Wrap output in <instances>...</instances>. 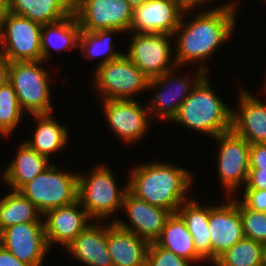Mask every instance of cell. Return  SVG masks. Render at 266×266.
<instances>
[{
	"instance_id": "1",
	"label": "cell",
	"mask_w": 266,
	"mask_h": 266,
	"mask_svg": "<svg viewBox=\"0 0 266 266\" xmlns=\"http://www.w3.org/2000/svg\"><path fill=\"white\" fill-rule=\"evenodd\" d=\"M235 7L229 3L208 11L203 10L188 25L184 24L182 16L174 33V36L179 34L176 40L178 48L172 60L174 66L207 59L222 42L229 39L236 24Z\"/></svg>"
},
{
	"instance_id": "2",
	"label": "cell",
	"mask_w": 266,
	"mask_h": 266,
	"mask_svg": "<svg viewBox=\"0 0 266 266\" xmlns=\"http://www.w3.org/2000/svg\"><path fill=\"white\" fill-rule=\"evenodd\" d=\"M130 176L128 191L132 195L172 214L187 201L185 194L193 180L188 170L157 161L138 165Z\"/></svg>"
},
{
	"instance_id": "3",
	"label": "cell",
	"mask_w": 266,
	"mask_h": 266,
	"mask_svg": "<svg viewBox=\"0 0 266 266\" xmlns=\"http://www.w3.org/2000/svg\"><path fill=\"white\" fill-rule=\"evenodd\" d=\"M172 121L215 138L232 129V108L215 94L206 74L183 101Z\"/></svg>"
},
{
	"instance_id": "4",
	"label": "cell",
	"mask_w": 266,
	"mask_h": 266,
	"mask_svg": "<svg viewBox=\"0 0 266 266\" xmlns=\"http://www.w3.org/2000/svg\"><path fill=\"white\" fill-rule=\"evenodd\" d=\"M116 182L112 172L102 165L90 176L78 175V201L92 220H104L120 207L122 209L128 182L123 191L118 189Z\"/></svg>"
},
{
	"instance_id": "5",
	"label": "cell",
	"mask_w": 266,
	"mask_h": 266,
	"mask_svg": "<svg viewBox=\"0 0 266 266\" xmlns=\"http://www.w3.org/2000/svg\"><path fill=\"white\" fill-rule=\"evenodd\" d=\"M78 175L49 165L19 191L44 215L47 211L78 201Z\"/></svg>"
},
{
	"instance_id": "6",
	"label": "cell",
	"mask_w": 266,
	"mask_h": 266,
	"mask_svg": "<svg viewBox=\"0 0 266 266\" xmlns=\"http://www.w3.org/2000/svg\"><path fill=\"white\" fill-rule=\"evenodd\" d=\"M41 63L43 61H15L9 66L8 81L13 85L22 110L31 115L52 113L49 72L39 66Z\"/></svg>"
},
{
	"instance_id": "7",
	"label": "cell",
	"mask_w": 266,
	"mask_h": 266,
	"mask_svg": "<svg viewBox=\"0 0 266 266\" xmlns=\"http://www.w3.org/2000/svg\"><path fill=\"white\" fill-rule=\"evenodd\" d=\"M95 72V88L103 100H134L132 95L148 89L150 79L125 54L98 65Z\"/></svg>"
},
{
	"instance_id": "8",
	"label": "cell",
	"mask_w": 266,
	"mask_h": 266,
	"mask_svg": "<svg viewBox=\"0 0 266 266\" xmlns=\"http://www.w3.org/2000/svg\"><path fill=\"white\" fill-rule=\"evenodd\" d=\"M41 28L42 25L9 12L0 31V51L10 62L42 61Z\"/></svg>"
},
{
	"instance_id": "9",
	"label": "cell",
	"mask_w": 266,
	"mask_h": 266,
	"mask_svg": "<svg viewBox=\"0 0 266 266\" xmlns=\"http://www.w3.org/2000/svg\"><path fill=\"white\" fill-rule=\"evenodd\" d=\"M79 26L83 31L131 28L133 8L126 0H76L73 4Z\"/></svg>"
},
{
	"instance_id": "10",
	"label": "cell",
	"mask_w": 266,
	"mask_h": 266,
	"mask_svg": "<svg viewBox=\"0 0 266 266\" xmlns=\"http://www.w3.org/2000/svg\"><path fill=\"white\" fill-rule=\"evenodd\" d=\"M171 36L174 37L165 33H135L125 55L147 78L160 77L175 70L170 63L173 58L169 43Z\"/></svg>"
},
{
	"instance_id": "11",
	"label": "cell",
	"mask_w": 266,
	"mask_h": 266,
	"mask_svg": "<svg viewBox=\"0 0 266 266\" xmlns=\"http://www.w3.org/2000/svg\"><path fill=\"white\" fill-rule=\"evenodd\" d=\"M219 141L218 174L228 194L247 181L250 144L232 129L214 138Z\"/></svg>"
},
{
	"instance_id": "12",
	"label": "cell",
	"mask_w": 266,
	"mask_h": 266,
	"mask_svg": "<svg viewBox=\"0 0 266 266\" xmlns=\"http://www.w3.org/2000/svg\"><path fill=\"white\" fill-rule=\"evenodd\" d=\"M0 244L30 266H42L49 250L44 222L11 225L0 232Z\"/></svg>"
},
{
	"instance_id": "13",
	"label": "cell",
	"mask_w": 266,
	"mask_h": 266,
	"mask_svg": "<svg viewBox=\"0 0 266 266\" xmlns=\"http://www.w3.org/2000/svg\"><path fill=\"white\" fill-rule=\"evenodd\" d=\"M179 0H148L133 9L130 32L173 35L185 13Z\"/></svg>"
},
{
	"instance_id": "14",
	"label": "cell",
	"mask_w": 266,
	"mask_h": 266,
	"mask_svg": "<svg viewBox=\"0 0 266 266\" xmlns=\"http://www.w3.org/2000/svg\"><path fill=\"white\" fill-rule=\"evenodd\" d=\"M122 208L129 217L131 225L120 219H116L114 222L119 227L134 233L149 243L155 242L159 237L167 219L172 214L169 210L136 198L129 191L125 194Z\"/></svg>"
},
{
	"instance_id": "15",
	"label": "cell",
	"mask_w": 266,
	"mask_h": 266,
	"mask_svg": "<svg viewBox=\"0 0 266 266\" xmlns=\"http://www.w3.org/2000/svg\"><path fill=\"white\" fill-rule=\"evenodd\" d=\"M208 227L214 263L244 237L239 201L231 199L225 205L210 206Z\"/></svg>"
},
{
	"instance_id": "16",
	"label": "cell",
	"mask_w": 266,
	"mask_h": 266,
	"mask_svg": "<svg viewBox=\"0 0 266 266\" xmlns=\"http://www.w3.org/2000/svg\"><path fill=\"white\" fill-rule=\"evenodd\" d=\"M106 120L116 136L124 142L142 139L148 128L149 111L134 100H104Z\"/></svg>"
},
{
	"instance_id": "17",
	"label": "cell",
	"mask_w": 266,
	"mask_h": 266,
	"mask_svg": "<svg viewBox=\"0 0 266 266\" xmlns=\"http://www.w3.org/2000/svg\"><path fill=\"white\" fill-rule=\"evenodd\" d=\"M202 64L203 63L199 65L200 68L197 74H195L196 76L194 80L192 81H189L187 75L184 78L178 77V79L177 77H173V70L162 74L160 77L150 79L148 83V89H151L152 87L154 88L156 86L158 87V85L159 87H163L164 89L162 88L161 92H156L155 99H153V102L151 103V105H153H148V111H152V113H155V110L158 109L156 111L158 113L157 116H160V118L162 119L164 118L172 121L173 118L177 115L179 107L181 106L183 101L190 95L195 85L206 75L207 70H205L204 64ZM169 81L175 86L170 84ZM191 82L193 83L191 84Z\"/></svg>"
},
{
	"instance_id": "18",
	"label": "cell",
	"mask_w": 266,
	"mask_h": 266,
	"mask_svg": "<svg viewBox=\"0 0 266 266\" xmlns=\"http://www.w3.org/2000/svg\"><path fill=\"white\" fill-rule=\"evenodd\" d=\"M80 206V202L76 201L73 204L49 210L43 215L47 219L44 221V228L48 247L57 242L67 248L90 224L87 220L91 218L83 207L78 210Z\"/></svg>"
},
{
	"instance_id": "19",
	"label": "cell",
	"mask_w": 266,
	"mask_h": 266,
	"mask_svg": "<svg viewBox=\"0 0 266 266\" xmlns=\"http://www.w3.org/2000/svg\"><path fill=\"white\" fill-rule=\"evenodd\" d=\"M239 110H232V130L250 145L266 143V104L243 91Z\"/></svg>"
},
{
	"instance_id": "20",
	"label": "cell",
	"mask_w": 266,
	"mask_h": 266,
	"mask_svg": "<svg viewBox=\"0 0 266 266\" xmlns=\"http://www.w3.org/2000/svg\"><path fill=\"white\" fill-rule=\"evenodd\" d=\"M149 244L114 221L107 225V246L113 266H146Z\"/></svg>"
},
{
	"instance_id": "21",
	"label": "cell",
	"mask_w": 266,
	"mask_h": 266,
	"mask_svg": "<svg viewBox=\"0 0 266 266\" xmlns=\"http://www.w3.org/2000/svg\"><path fill=\"white\" fill-rule=\"evenodd\" d=\"M67 249L87 266H113L107 246V225L88 224Z\"/></svg>"
},
{
	"instance_id": "22",
	"label": "cell",
	"mask_w": 266,
	"mask_h": 266,
	"mask_svg": "<svg viewBox=\"0 0 266 266\" xmlns=\"http://www.w3.org/2000/svg\"><path fill=\"white\" fill-rule=\"evenodd\" d=\"M47 157L39 154L27 143L22 142L17 150L13 162L5 169L4 181L19 191L25 184L30 182L36 175L43 172L50 164Z\"/></svg>"
},
{
	"instance_id": "23",
	"label": "cell",
	"mask_w": 266,
	"mask_h": 266,
	"mask_svg": "<svg viewBox=\"0 0 266 266\" xmlns=\"http://www.w3.org/2000/svg\"><path fill=\"white\" fill-rule=\"evenodd\" d=\"M9 12L40 25L60 21L73 13L68 0H8Z\"/></svg>"
},
{
	"instance_id": "24",
	"label": "cell",
	"mask_w": 266,
	"mask_h": 266,
	"mask_svg": "<svg viewBox=\"0 0 266 266\" xmlns=\"http://www.w3.org/2000/svg\"><path fill=\"white\" fill-rule=\"evenodd\" d=\"M183 207V208H181ZM210 206H199L196 200H188L179 207L177 214L185 222L191 233L196 252L212 263L210 230L208 227Z\"/></svg>"
},
{
	"instance_id": "25",
	"label": "cell",
	"mask_w": 266,
	"mask_h": 266,
	"mask_svg": "<svg viewBox=\"0 0 266 266\" xmlns=\"http://www.w3.org/2000/svg\"><path fill=\"white\" fill-rule=\"evenodd\" d=\"M155 243L190 262L204 260L196 252L193 237L188 231L185 222L177 213L171 214L167 219Z\"/></svg>"
},
{
	"instance_id": "26",
	"label": "cell",
	"mask_w": 266,
	"mask_h": 266,
	"mask_svg": "<svg viewBox=\"0 0 266 266\" xmlns=\"http://www.w3.org/2000/svg\"><path fill=\"white\" fill-rule=\"evenodd\" d=\"M80 33L81 27L74 13L60 21L42 25V61L50 56V46L58 52L79 47Z\"/></svg>"
},
{
	"instance_id": "27",
	"label": "cell",
	"mask_w": 266,
	"mask_h": 266,
	"mask_svg": "<svg viewBox=\"0 0 266 266\" xmlns=\"http://www.w3.org/2000/svg\"><path fill=\"white\" fill-rule=\"evenodd\" d=\"M33 116L38 120V124L35 132H33V140L25 141V143L49 159V154L61 150L67 144L68 130L54 120L51 114Z\"/></svg>"
},
{
	"instance_id": "28",
	"label": "cell",
	"mask_w": 266,
	"mask_h": 266,
	"mask_svg": "<svg viewBox=\"0 0 266 266\" xmlns=\"http://www.w3.org/2000/svg\"><path fill=\"white\" fill-rule=\"evenodd\" d=\"M36 206L20 191L12 190L0 201V232L15 224L43 222Z\"/></svg>"
},
{
	"instance_id": "29",
	"label": "cell",
	"mask_w": 266,
	"mask_h": 266,
	"mask_svg": "<svg viewBox=\"0 0 266 266\" xmlns=\"http://www.w3.org/2000/svg\"><path fill=\"white\" fill-rule=\"evenodd\" d=\"M121 32L118 29H101L96 31H83L81 30L79 47L82 52V55L86 59L96 58L100 55L105 54V57L102 58V61L98 65L105 64L111 60L117 59L124 53L117 52L113 50L111 45L113 33ZM112 46V47H111ZM107 53V55H106Z\"/></svg>"
},
{
	"instance_id": "30",
	"label": "cell",
	"mask_w": 266,
	"mask_h": 266,
	"mask_svg": "<svg viewBox=\"0 0 266 266\" xmlns=\"http://www.w3.org/2000/svg\"><path fill=\"white\" fill-rule=\"evenodd\" d=\"M263 244L243 237L213 264L216 266H260L262 265Z\"/></svg>"
},
{
	"instance_id": "31",
	"label": "cell",
	"mask_w": 266,
	"mask_h": 266,
	"mask_svg": "<svg viewBox=\"0 0 266 266\" xmlns=\"http://www.w3.org/2000/svg\"><path fill=\"white\" fill-rule=\"evenodd\" d=\"M13 85L7 81L0 86V134L9 135L23 114Z\"/></svg>"
},
{
	"instance_id": "32",
	"label": "cell",
	"mask_w": 266,
	"mask_h": 266,
	"mask_svg": "<svg viewBox=\"0 0 266 266\" xmlns=\"http://www.w3.org/2000/svg\"><path fill=\"white\" fill-rule=\"evenodd\" d=\"M244 237L266 243V212L254 211L239 202Z\"/></svg>"
},
{
	"instance_id": "33",
	"label": "cell",
	"mask_w": 266,
	"mask_h": 266,
	"mask_svg": "<svg viewBox=\"0 0 266 266\" xmlns=\"http://www.w3.org/2000/svg\"><path fill=\"white\" fill-rule=\"evenodd\" d=\"M192 263L151 242L147 251L146 266H190Z\"/></svg>"
},
{
	"instance_id": "34",
	"label": "cell",
	"mask_w": 266,
	"mask_h": 266,
	"mask_svg": "<svg viewBox=\"0 0 266 266\" xmlns=\"http://www.w3.org/2000/svg\"><path fill=\"white\" fill-rule=\"evenodd\" d=\"M242 202L254 211L266 212V190L245 189Z\"/></svg>"
},
{
	"instance_id": "35",
	"label": "cell",
	"mask_w": 266,
	"mask_h": 266,
	"mask_svg": "<svg viewBox=\"0 0 266 266\" xmlns=\"http://www.w3.org/2000/svg\"><path fill=\"white\" fill-rule=\"evenodd\" d=\"M250 169H266V143L252 144L249 152Z\"/></svg>"
},
{
	"instance_id": "36",
	"label": "cell",
	"mask_w": 266,
	"mask_h": 266,
	"mask_svg": "<svg viewBox=\"0 0 266 266\" xmlns=\"http://www.w3.org/2000/svg\"><path fill=\"white\" fill-rule=\"evenodd\" d=\"M245 189L266 190V169H249Z\"/></svg>"
},
{
	"instance_id": "37",
	"label": "cell",
	"mask_w": 266,
	"mask_h": 266,
	"mask_svg": "<svg viewBox=\"0 0 266 266\" xmlns=\"http://www.w3.org/2000/svg\"><path fill=\"white\" fill-rule=\"evenodd\" d=\"M0 266H30L18 260L12 253L0 244Z\"/></svg>"
},
{
	"instance_id": "38",
	"label": "cell",
	"mask_w": 266,
	"mask_h": 266,
	"mask_svg": "<svg viewBox=\"0 0 266 266\" xmlns=\"http://www.w3.org/2000/svg\"><path fill=\"white\" fill-rule=\"evenodd\" d=\"M9 59L0 51V86L8 81L9 77Z\"/></svg>"
},
{
	"instance_id": "39",
	"label": "cell",
	"mask_w": 266,
	"mask_h": 266,
	"mask_svg": "<svg viewBox=\"0 0 266 266\" xmlns=\"http://www.w3.org/2000/svg\"><path fill=\"white\" fill-rule=\"evenodd\" d=\"M205 1H210V0H179L180 6L184 11H189V9L197 6V5H201L204 4Z\"/></svg>"
},
{
	"instance_id": "40",
	"label": "cell",
	"mask_w": 266,
	"mask_h": 266,
	"mask_svg": "<svg viewBox=\"0 0 266 266\" xmlns=\"http://www.w3.org/2000/svg\"><path fill=\"white\" fill-rule=\"evenodd\" d=\"M9 13V2L8 0H0V31L6 16Z\"/></svg>"
},
{
	"instance_id": "41",
	"label": "cell",
	"mask_w": 266,
	"mask_h": 266,
	"mask_svg": "<svg viewBox=\"0 0 266 266\" xmlns=\"http://www.w3.org/2000/svg\"><path fill=\"white\" fill-rule=\"evenodd\" d=\"M130 6L134 9L138 6H141L142 4H144L145 2H147L148 0H126Z\"/></svg>"
},
{
	"instance_id": "42",
	"label": "cell",
	"mask_w": 266,
	"mask_h": 266,
	"mask_svg": "<svg viewBox=\"0 0 266 266\" xmlns=\"http://www.w3.org/2000/svg\"><path fill=\"white\" fill-rule=\"evenodd\" d=\"M262 265L266 266V243H263Z\"/></svg>"
},
{
	"instance_id": "43",
	"label": "cell",
	"mask_w": 266,
	"mask_h": 266,
	"mask_svg": "<svg viewBox=\"0 0 266 266\" xmlns=\"http://www.w3.org/2000/svg\"><path fill=\"white\" fill-rule=\"evenodd\" d=\"M68 1L73 5L76 0H68Z\"/></svg>"
}]
</instances>
